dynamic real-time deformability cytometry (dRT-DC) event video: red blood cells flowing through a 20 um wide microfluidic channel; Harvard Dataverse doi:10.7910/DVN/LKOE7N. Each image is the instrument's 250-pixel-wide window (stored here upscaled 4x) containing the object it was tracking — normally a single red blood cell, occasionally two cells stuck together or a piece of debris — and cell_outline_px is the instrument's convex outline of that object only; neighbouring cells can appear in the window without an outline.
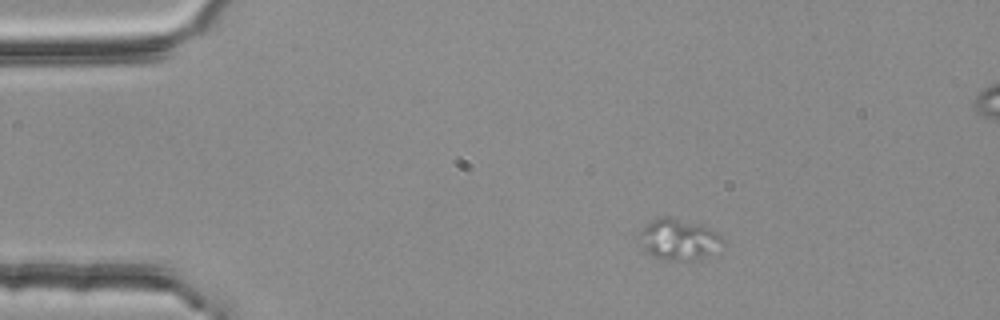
{"species": "common noctule bat (a hibernating species)", "species_latin": "Nyctalus noctula", "temperature_condition": "room temperature", "stored_images_in_passage": 4, "camera_frame_rate_fps": 3000, "um_per_image_px": 0.085, "animal": {"sex": "female", "body_mass_g": 25.1}, "frame": {"image": 1, "passage_image": 1, "time_ms": 0.0, "image_size_px": [1000, 320], "cell_outline_px": [[724, 244], [704, 256], [684, 264], [664, 260], [652, 256], [644, 252], [640, 232], [652, 220], [660, 216], [672, 216], [708, 228], [720, 236], [724, 240]], "centroid_in_image_um": [57.66, 20.39], "position_along_channel_um": 27.3, "area_um2": 19.94}}